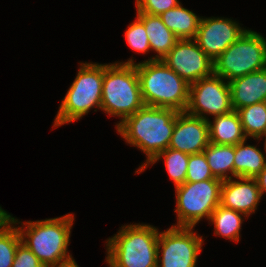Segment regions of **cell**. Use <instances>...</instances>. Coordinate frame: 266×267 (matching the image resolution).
<instances>
[{
  "mask_svg": "<svg viewBox=\"0 0 266 267\" xmlns=\"http://www.w3.org/2000/svg\"><path fill=\"white\" fill-rule=\"evenodd\" d=\"M177 114L175 109L144 105L116 127L127 144L147 156L146 162L135 173L145 171L160 152L169 148Z\"/></svg>",
  "mask_w": 266,
  "mask_h": 267,
  "instance_id": "obj_1",
  "label": "cell"
},
{
  "mask_svg": "<svg viewBox=\"0 0 266 267\" xmlns=\"http://www.w3.org/2000/svg\"><path fill=\"white\" fill-rule=\"evenodd\" d=\"M120 64H135L141 95L145 105L171 108L185 112L190 85L171 70L162 60H144L138 64L129 59Z\"/></svg>",
  "mask_w": 266,
  "mask_h": 267,
  "instance_id": "obj_2",
  "label": "cell"
},
{
  "mask_svg": "<svg viewBox=\"0 0 266 267\" xmlns=\"http://www.w3.org/2000/svg\"><path fill=\"white\" fill-rule=\"evenodd\" d=\"M75 215L21 222L18 231L21 243L40 260L45 267L57 265L72 255L68 252L71 229Z\"/></svg>",
  "mask_w": 266,
  "mask_h": 267,
  "instance_id": "obj_3",
  "label": "cell"
},
{
  "mask_svg": "<svg viewBox=\"0 0 266 267\" xmlns=\"http://www.w3.org/2000/svg\"><path fill=\"white\" fill-rule=\"evenodd\" d=\"M159 230L149 224L121 226L106 241L109 267H157Z\"/></svg>",
  "mask_w": 266,
  "mask_h": 267,
  "instance_id": "obj_4",
  "label": "cell"
},
{
  "mask_svg": "<svg viewBox=\"0 0 266 267\" xmlns=\"http://www.w3.org/2000/svg\"><path fill=\"white\" fill-rule=\"evenodd\" d=\"M144 105L136 65L104 64L101 110L120 118L116 127Z\"/></svg>",
  "mask_w": 266,
  "mask_h": 267,
  "instance_id": "obj_5",
  "label": "cell"
},
{
  "mask_svg": "<svg viewBox=\"0 0 266 267\" xmlns=\"http://www.w3.org/2000/svg\"><path fill=\"white\" fill-rule=\"evenodd\" d=\"M104 64L80 63V69L59 106L53 128L81 119L92 108L101 109Z\"/></svg>",
  "mask_w": 266,
  "mask_h": 267,
  "instance_id": "obj_6",
  "label": "cell"
},
{
  "mask_svg": "<svg viewBox=\"0 0 266 267\" xmlns=\"http://www.w3.org/2000/svg\"><path fill=\"white\" fill-rule=\"evenodd\" d=\"M214 62V74L227 82L266 68V38L246 30Z\"/></svg>",
  "mask_w": 266,
  "mask_h": 267,
  "instance_id": "obj_7",
  "label": "cell"
},
{
  "mask_svg": "<svg viewBox=\"0 0 266 267\" xmlns=\"http://www.w3.org/2000/svg\"><path fill=\"white\" fill-rule=\"evenodd\" d=\"M222 180L185 182L175 187L177 227H195L203 218L210 219L220 204Z\"/></svg>",
  "mask_w": 266,
  "mask_h": 267,
  "instance_id": "obj_8",
  "label": "cell"
},
{
  "mask_svg": "<svg viewBox=\"0 0 266 267\" xmlns=\"http://www.w3.org/2000/svg\"><path fill=\"white\" fill-rule=\"evenodd\" d=\"M193 230V227L171 226L159 232L157 267H196L204 240Z\"/></svg>",
  "mask_w": 266,
  "mask_h": 267,
  "instance_id": "obj_9",
  "label": "cell"
},
{
  "mask_svg": "<svg viewBox=\"0 0 266 267\" xmlns=\"http://www.w3.org/2000/svg\"><path fill=\"white\" fill-rule=\"evenodd\" d=\"M231 90L229 82L215 74L190 85L186 113L208 120L231 112Z\"/></svg>",
  "mask_w": 266,
  "mask_h": 267,
  "instance_id": "obj_10",
  "label": "cell"
},
{
  "mask_svg": "<svg viewBox=\"0 0 266 267\" xmlns=\"http://www.w3.org/2000/svg\"><path fill=\"white\" fill-rule=\"evenodd\" d=\"M162 61L189 85L214 74V62L194 39L178 40Z\"/></svg>",
  "mask_w": 266,
  "mask_h": 267,
  "instance_id": "obj_11",
  "label": "cell"
},
{
  "mask_svg": "<svg viewBox=\"0 0 266 267\" xmlns=\"http://www.w3.org/2000/svg\"><path fill=\"white\" fill-rule=\"evenodd\" d=\"M247 29L229 18L209 17L200 19L194 40L212 60H216Z\"/></svg>",
  "mask_w": 266,
  "mask_h": 267,
  "instance_id": "obj_12",
  "label": "cell"
},
{
  "mask_svg": "<svg viewBox=\"0 0 266 267\" xmlns=\"http://www.w3.org/2000/svg\"><path fill=\"white\" fill-rule=\"evenodd\" d=\"M209 143L208 121L186 112H178L169 148L191 155L203 152Z\"/></svg>",
  "mask_w": 266,
  "mask_h": 267,
  "instance_id": "obj_13",
  "label": "cell"
},
{
  "mask_svg": "<svg viewBox=\"0 0 266 267\" xmlns=\"http://www.w3.org/2000/svg\"><path fill=\"white\" fill-rule=\"evenodd\" d=\"M261 197L255 178L235 177L222 182L220 205L247 217L255 213Z\"/></svg>",
  "mask_w": 266,
  "mask_h": 267,
  "instance_id": "obj_14",
  "label": "cell"
},
{
  "mask_svg": "<svg viewBox=\"0 0 266 267\" xmlns=\"http://www.w3.org/2000/svg\"><path fill=\"white\" fill-rule=\"evenodd\" d=\"M233 110L266 101V68L229 82Z\"/></svg>",
  "mask_w": 266,
  "mask_h": 267,
  "instance_id": "obj_15",
  "label": "cell"
},
{
  "mask_svg": "<svg viewBox=\"0 0 266 267\" xmlns=\"http://www.w3.org/2000/svg\"><path fill=\"white\" fill-rule=\"evenodd\" d=\"M137 18L144 24L148 36L150 49L157 55L150 57L148 61L162 60L179 40L175 34L168 29L158 15L136 13Z\"/></svg>",
  "mask_w": 266,
  "mask_h": 267,
  "instance_id": "obj_16",
  "label": "cell"
},
{
  "mask_svg": "<svg viewBox=\"0 0 266 267\" xmlns=\"http://www.w3.org/2000/svg\"><path fill=\"white\" fill-rule=\"evenodd\" d=\"M208 119L209 140L213 144L236 145L247 140L236 110Z\"/></svg>",
  "mask_w": 266,
  "mask_h": 267,
  "instance_id": "obj_17",
  "label": "cell"
},
{
  "mask_svg": "<svg viewBox=\"0 0 266 267\" xmlns=\"http://www.w3.org/2000/svg\"><path fill=\"white\" fill-rule=\"evenodd\" d=\"M247 140L234 145V178H255L266 165V155Z\"/></svg>",
  "mask_w": 266,
  "mask_h": 267,
  "instance_id": "obj_18",
  "label": "cell"
},
{
  "mask_svg": "<svg viewBox=\"0 0 266 267\" xmlns=\"http://www.w3.org/2000/svg\"><path fill=\"white\" fill-rule=\"evenodd\" d=\"M159 16L179 40L194 39L196 37L201 17L197 16L193 11L182 7L181 3Z\"/></svg>",
  "mask_w": 266,
  "mask_h": 267,
  "instance_id": "obj_19",
  "label": "cell"
},
{
  "mask_svg": "<svg viewBox=\"0 0 266 267\" xmlns=\"http://www.w3.org/2000/svg\"><path fill=\"white\" fill-rule=\"evenodd\" d=\"M203 152L215 178L222 181L234 178V145L210 142ZM228 173L232 176H229Z\"/></svg>",
  "mask_w": 266,
  "mask_h": 267,
  "instance_id": "obj_20",
  "label": "cell"
},
{
  "mask_svg": "<svg viewBox=\"0 0 266 267\" xmlns=\"http://www.w3.org/2000/svg\"><path fill=\"white\" fill-rule=\"evenodd\" d=\"M247 217L245 214L225 208L222 205L212 212L209 221L214 225V234L225 239L233 240L238 243L240 239V229L244 220Z\"/></svg>",
  "mask_w": 266,
  "mask_h": 267,
  "instance_id": "obj_21",
  "label": "cell"
},
{
  "mask_svg": "<svg viewBox=\"0 0 266 267\" xmlns=\"http://www.w3.org/2000/svg\"><path fill=\"white\" fill-rule=\"evenodd\" d=\"M247 138L260 140L266 134L265 102L248 105L237 110Z\"/></svg>",
  "mask_w": 266,
  "mask_h": 267,
  "instance_id": "obj_22",
  "label": "cell"
},
{
  "mask_svg": "<svg viewBox=\"0 0 266 267\" xmlns=\"http://www.w3.org/2000/svg\"><path fill=\"white\" fill-rule=\"evenodd\" d=\"M161 158H164L166 170L175 187L185 183L189 154L167 148L160 152L150 164H155Z\"/></svg>",
  "mask_w": 266,
  "mask_h": 267,
  "instance_id": "obj_23",
  "label": "cell"
},
{
  "mask_svg": "<svg viewBox=\"0 0 266 267\" xmlns=\"http://www.w3.org/2000/svg\"><path fill=\"white\" fill-rule=\"evenodd\" d=\"M20 222L13 218V223L0 231V267H11L13 264L17 247L21 243L20 233L16 225Z\"/></svg>",
  "mask_w": 266,
  "mask_h": 267,
  "instance_id": "obj_24",
  "label": "cell"
},
{
  "mask_svg": "<svg viewBox=\"0 0 266 267\" xmlns=\"http://www.w3.org/2000/svg\"><path fill=\"white\" fill-rule=\"evenodd\" d=\"M213 178L215 177L204 152L189 155L185 182H199Z\"/></svg>",
  "mask_w": 266,
  "mask_h": 267,
  "instance_id": "obj_25",
  "label": "cell"
},
{
  "mask_svg": "<svg viewBox=\"0 0 266 267\" xmlns=\"http://www.w3.org/2000/svg\"><path fill=\"white\" fill-rule=\"evenodd\" d=\"M128 46L137 53L151 51L144 24L136 17L124 33Z\"/></svg>",
  "mask_w": 266,
  "mask_h": 267,
  "instance_id": "obj_26",
  "label": "cell"
},
{
  "mask_svg": "<svg viewBox=\"0 0 266 267\" xmlns=\"http://www.w3.org/2000/svg\"><path fill=\"white\" fill-rule=\"evenodd\" d=\"M179 4V0H136L135 6L137 13L159 16Z\"/></svg>",
  "mask_w": 266,
  "mask_h": 267,
  "instance_id": "obj_27",
  "label": "cell"
},
{
  "mask_svg": "<svg viewBox=\"0 0 266 267\" xmlns=\"http://www.w3.org/2000/svg\"><path fill=\"white\" fill-rule=\"evenodd\" d=\"M11 267H45L40 260L24 244L17 247L15 258Z\"/></svg>",
  "mask_w": 266,
  "mask_h": 267,
  "instance_id": "obj_28",
  "label": "cell"
},
{
  "mask_svg": "<svg viewBox=\"0 0 266 267\" xmlns=\"http://www.w3.org/2000/svg\"><path fill=\"white\" fill-rule=\"evenodd\" d=\"M13 218L0 206V231L6 229L10 224L13 223Z\"/></svg>",
  "mask_w": 266,
  "mask_h": 267,
  "instance_id": "obj_29",
  "label": "cell"
},
{
  "mask_svg": "<svg viewBox=\"0 0 266 267\" xmlns=\"http://www.w3.org/2000/svg\"><path fill=\"white\" fill-rule=\"evenodd\" d=\"M255 180L258 184L261 195L263 196V194L266 193V165L261 170V172L255 177Z\"/></svg>",
  "mask_w": 266,
  "mask_h": 267,
  "instance_id": "obj_30",
  "label": "cell"
},
{
  "mask_svg": "<svg viewBox=\"0 0 266 267\" xmlns=\"http://www.w3.org/2000/svg\"><path fill=\"white\" fill-rule=\"evenodd\" d=\"M52 267H79L75 261V259L72 258V256L63 259L60 261L57 265Z\"/></svg>",
  "mask_w": 266,
  "mask_h": 267,
  "instance_id": "obj_31",
  "label": "cell"
},
{
  "mask_svg": "<svg viewBox=\"0 0 266 267\" xmlns=\"http://www.w3.org/2000/svg\"><path fill=\"white\" fill-rule=\"evenodd\" d=\"M265 136V140H264V149H265V153H266V134L264 135Z\"/></svg>",
  "mask_w": 266,
  "mask_h": 267,
  "instance_id": "obj_32",
  "label": "cell"
}]
</instances>
